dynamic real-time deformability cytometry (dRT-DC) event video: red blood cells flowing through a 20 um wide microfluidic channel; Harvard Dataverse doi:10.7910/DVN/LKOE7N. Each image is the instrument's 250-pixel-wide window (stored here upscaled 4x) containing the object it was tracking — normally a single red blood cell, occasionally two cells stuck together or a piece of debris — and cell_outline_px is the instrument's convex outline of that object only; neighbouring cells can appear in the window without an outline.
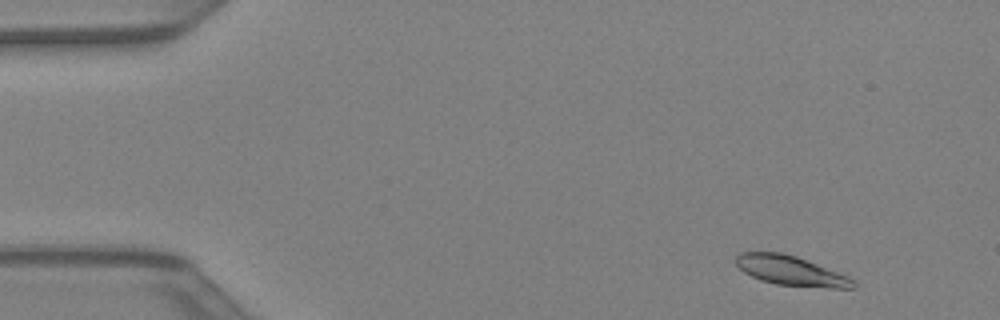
{"species": "Egyptian fruit bat (a non-hibernating species)", "species_latin": "Rousettus aegyptiacus", "temperature_condition": "warm", "stored_images_in_passage": 42, "camera_frame_rate_fps": 3000, "um_per_image_px": 0.085, "animal": {"sex": "female"}, "frame": {"image": 1, "passage_image": 3, "time_ms": 0.667, "image_size_px": [1000, 320], "cell_outline_px": [[856, 288], [832, 288], [776, 284], [760, 280], [744, 272], [736, 264], [736, 256], [740, 252], [780, 252], [796, 256], [848, 276], [856, 280]], "centroid_in_image_um": [67.24, 23.01], "position_along_channel_um": 17.8, "area_um2": 20.11}}
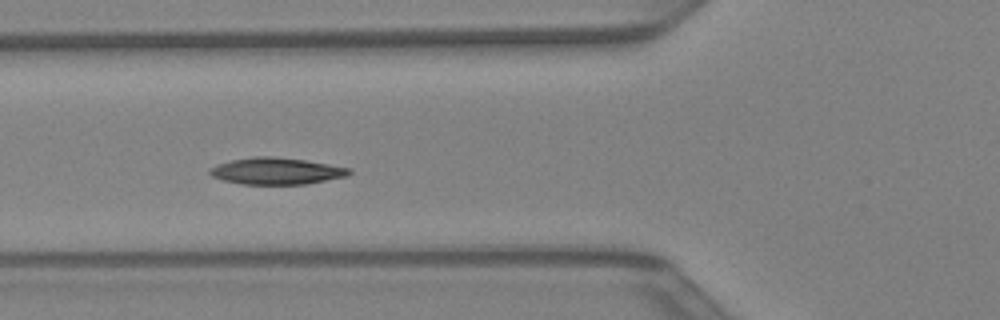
{"frame": {"image": 2, "passage_image": 15, "time_ms": 4.667, "image_size_px": [1000, 320], "cell_outline_px": [[352, 172], [348, 176], [304, 184], [244, 184], [224, 180], [212, 176], [208, 172], [208, 168], [216, 164], [232, 160], [252, 156], [272, 156], [304, 160], [352, 168]], "centroid_in_image_um": [23.48, 14.53], "position_along_channel_um": 102.3, "area_um2": 21.68}}
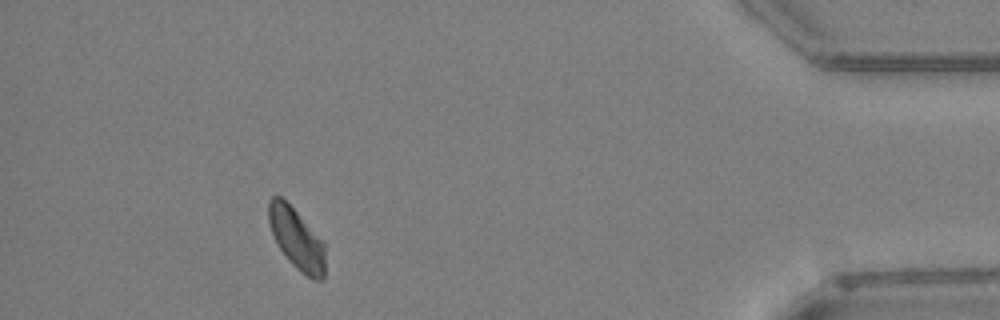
{"frame": {"image": 3, "passage_image": 38, "time_ms": 12.333, "image_size_px": [1000, 320], "cell_outline_px": [[324, 280], [312, 280], [300, 272], [292, 264], [280, 248], [272, 232], [268, 220], [268, 200], [272, 196], [280, 196], [324, 240]], "centroid_in_image_um": [25.23, 20.32], "position_along_channel_um": 410.0, "area_um2": 19.94}}